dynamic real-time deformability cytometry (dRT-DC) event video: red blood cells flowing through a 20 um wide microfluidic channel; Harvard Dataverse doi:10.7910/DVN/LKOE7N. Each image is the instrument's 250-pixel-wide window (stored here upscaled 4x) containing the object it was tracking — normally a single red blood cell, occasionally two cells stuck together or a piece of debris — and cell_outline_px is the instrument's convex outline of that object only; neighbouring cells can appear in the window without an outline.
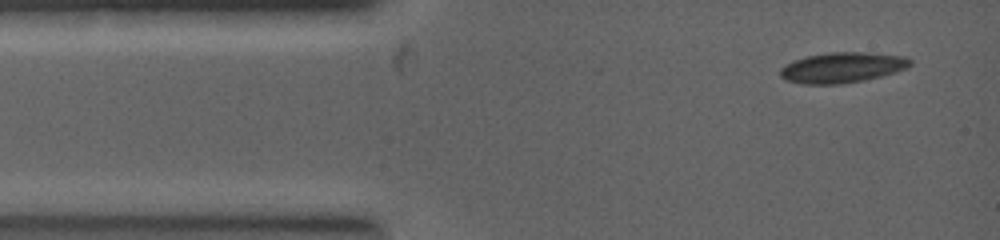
{"species": "common noctule bat (a hibernating species)", "species_latin": "Nyctalus noctula", "temperature_condition": "warm", "stored_images_in_passage": 4, "camera_frame_rate_fps": 5000, "um_per_image_px": 0.085, "animal": {"sex": "female", "body_mass_g": 19.0, "forearm_length_mm": 53.3}, "frame": {"image": 1, "passage_image": 1, "time_ms": 0.0, "image_size_px": [1000, 240], "cell_outline_px": [[912, 64], [896, 72], [880, 76], [860, 80], [836, 84], [804, 84], [788, 80], [780, 76], [780, 68], [784, 64], [808, 56], [828, 52], [860, 52], [900, 56], [912, 60]], "centroid_in_image_um": [71.55, 5.73], "position_along_channel_um": 13.5, "area_um2": 22.54}}
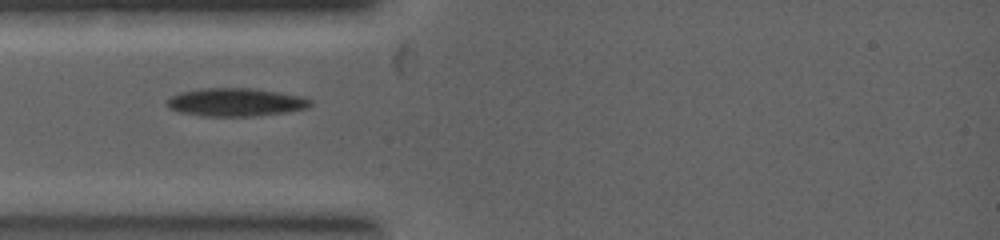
{"frame": {"image": 2, "passage_image": 3, "time_ms": 1.6, "image_size_px": [1000, 240], "cell_outline_px": [[312, 104], [304, 108], [284, 112], [252, 116], [200, 116], [180, 112], [168, 108], [168, 100], [172, 96], [180, 92], [204, 88], [248, 88], [296, 96], [308, 100]], "centroid_in_image_um": [19.92, 8.7], "position_along_channel_um": 65.1, "area_um2": 22.77}}